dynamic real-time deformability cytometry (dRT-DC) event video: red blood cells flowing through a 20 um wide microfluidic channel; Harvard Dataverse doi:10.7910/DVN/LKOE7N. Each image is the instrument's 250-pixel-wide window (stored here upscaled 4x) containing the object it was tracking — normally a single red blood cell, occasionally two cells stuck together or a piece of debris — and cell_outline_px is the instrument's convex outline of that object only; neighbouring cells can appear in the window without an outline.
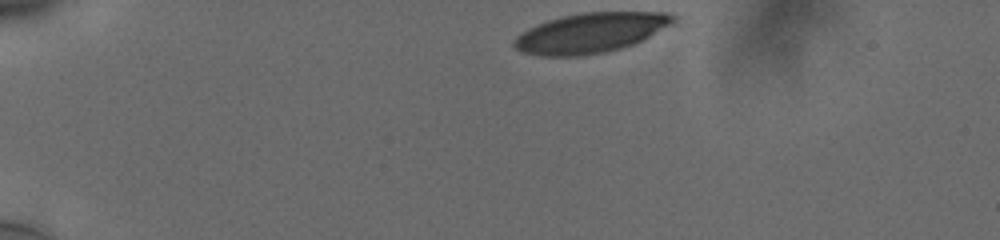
{"species": "human", "species_latin": "Homo sapiens", "temperature_condition": "cold", "stored_images_in_passage": 38, "camera_frame_rate_fps": 3000, "um_per_image_px": 0.085, "donor": {"sex": "male"}, "frame": {"image": 1, "passage_image": 1, "time_ms": 0.0, "image_size_px": [1000, 240], "cell_outline_px": [[676, 16], [668, 24], [648, 36], [632, 44], [620, 48], [604, 52], [580, 56], [540, 56], [524, 52], [516, 48], [512, 44], [512, 40], [520, 32], [536, 24], [548, 20], [564, 16], [584, 12], [664, 12]], "centroid_in_image_um": [50.09, 2.79], "position_along_channel_um": 34.9, "area_um2": 36.41}}
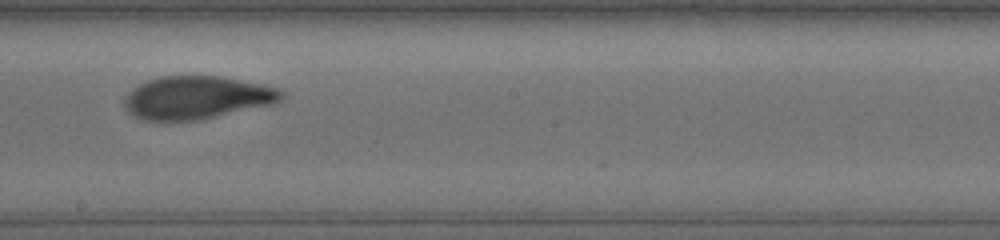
{"frame": {"image": 2, "passage_image": 23, "time_ms": 7.333, "image_size_px": [1000, 240], "cell_outline_px": [[284, 100], [272, 104], [216, 116], [196, 120], [144, 120], [132, 116], [124, 108], [124, 96], [132, 88], [148, 80], [160, 76], [220, 76], [264, 84], [280, 88], [284, 92]], "centroid_in_image_um": [16.73, 8.28], "position_along_channel_um": 231.5, "area_um2": 39.48}}
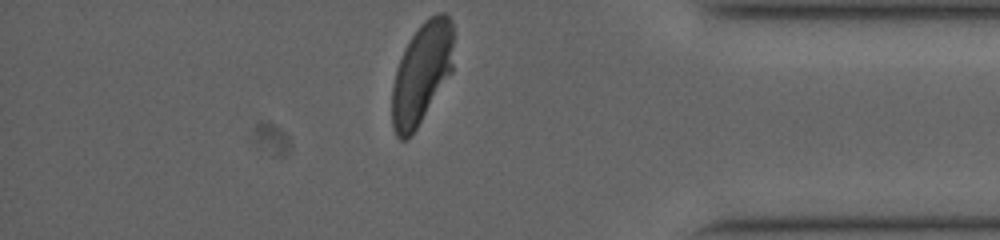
{"frame": {"image": 3, "passage_image": 38, "time_ms": 12.333, "image_size_px": [1000, 240], "cell_outline_px": [[452, 72], [412, 136], [408, 140], [400, 140], [396, 136], [392, 128], [392, 88], [396, 68], [404, 48], [420, 24], [428, 16], [436, 12], [444, 12], [448, 16], [452, 24]], "centroid_in_image_um": [35.82, 6.25], "position_along_channel_um": 399.4, "area_um2": 36.53}, "authors_computed_cell_mechanics": {"area_um2": 38.726, "velocity_mm_per_s": 3.7443, "shape_relaxation_time_tau1_ms": 3.8825, "shape_relaxation_time_tau2_ms": 1.0756, "deformation_change_tau1": 0.1642, "deformation_change_tau2": 0.062}}